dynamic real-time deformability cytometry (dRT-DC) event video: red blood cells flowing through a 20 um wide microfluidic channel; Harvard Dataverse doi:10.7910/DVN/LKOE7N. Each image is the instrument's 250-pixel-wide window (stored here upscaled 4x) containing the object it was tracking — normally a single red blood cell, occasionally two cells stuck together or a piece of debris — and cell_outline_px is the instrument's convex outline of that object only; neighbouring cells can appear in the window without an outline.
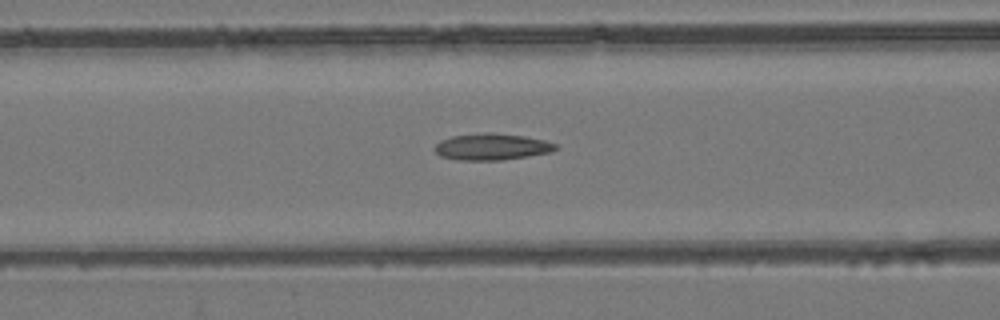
{"species": "common noctule bat (a hibernating species)", "species_latin": "Nyctalus noctula", "temperature_condition": "room temperature", "stored_images_in_passage": 38, "camera_frame_rate_fps": 3000, "um_per_image_px": 0.085, "animal": {"sex": "female", "body_mass_g": 24.6, "forearm_length_mm": 56.2}, "frame": {"image": 1, "passage_image": 5, "time_ms": 1.333, "image_size_px": [1000, 320], "cell_outline_px": [[560, 148], [552, 152], [528, 156], [500, 160], [460, 160], [440, 156], [432, 148], [440, 140], [452, 136], [484, 132], [492, 132], [524, 136], [544, 140], [556, 144]], "centroid_in_image_um": [41.8, 12.47], "position_along_channel_um": 124.8, "area_um2": 18.84}}
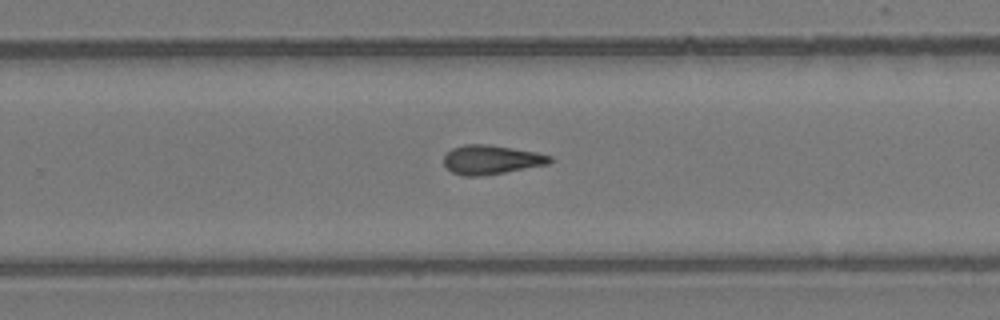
{"frame": {"image": 2, "passage_image": 18, "time_ms": 5.667, "image_size_px": [1000, 320], "cell_outline_px": [[552, 160], [548, 164], [504, 172], [476, 176], [464, 176], [452, 172], [444, 164], [444, 156], [452, 148], [464, 144], [488, 144], [536, 152], [552, 156]], "centroid_in_image_um": [41.74, 13.56], "position_along_channel_um": 288.1, "area_um2": 17.8}}
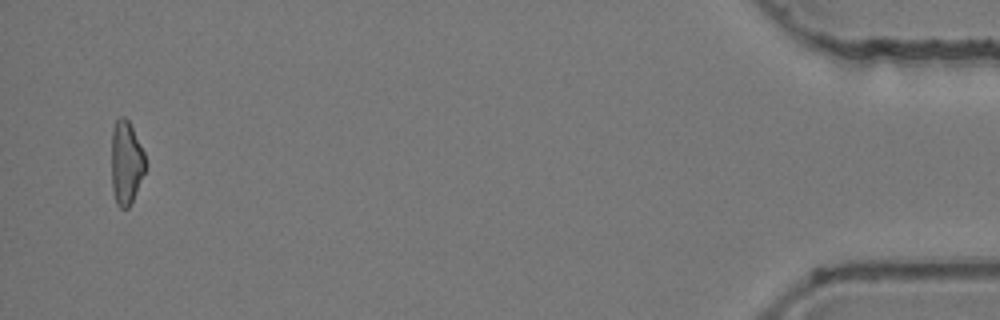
{"frame": {"image": 3, "passage_image": 36, "time_ms": 11.667, "image_size_px": [1000, 320], "cell_outline_px": [[148, 164], [132, 200], [128, 208], [120, 208], [116, 204], [112, 188], [112, 128], [116, 120], [120, 116], [124, 116], [128, 120], [144, 152]], "centroid_in_image_um": [10.73, 13.82], "position_along_channel_um": 424.5, "area_um2": 16.53}}